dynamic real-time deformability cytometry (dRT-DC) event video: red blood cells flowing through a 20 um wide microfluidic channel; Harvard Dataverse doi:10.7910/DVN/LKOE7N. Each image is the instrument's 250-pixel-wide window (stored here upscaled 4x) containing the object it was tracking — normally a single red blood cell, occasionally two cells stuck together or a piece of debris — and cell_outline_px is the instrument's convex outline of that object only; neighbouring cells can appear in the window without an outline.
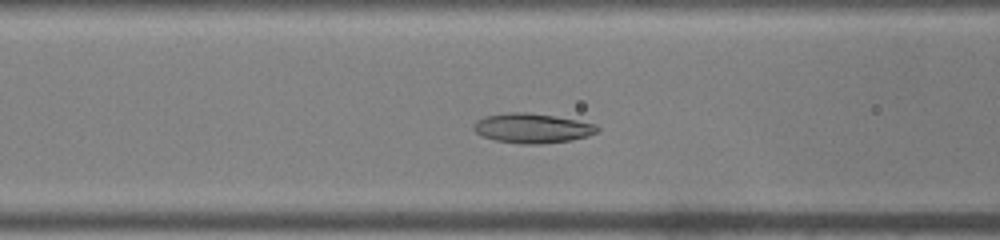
{"species": "common noctule bat (a hibernating species)", "species_latin": "Nyctalus noctula", "temperature_condition": "warm", "stored_images_in_passage": 43, "camera_frame_rate_fps": 3000, "um_per_image_px": 0.085, "animal": {"sex": "male", "body_mass_g": 19.0, "forearm_length_mm": 50.8}, "frame": {"image": 1, "passage_image": 14, "time_ms": 4.333, "image_size_px": [1000, 240], "cell_outline_px": [[600, 128], [596, 132], [588, 136], [572, 140], [540, 144], [524, 144], [496, 140], [484, 136], [476, 132], [472, 128], [472, 124], [476, 120], [484, 116], [508, 112], [528, 112], [556, 116], [596, 124]], "centroid_in_image_um": [45.23, 10.88], "position_along_channel_um": 121.4, "area_um2": 21.44}}
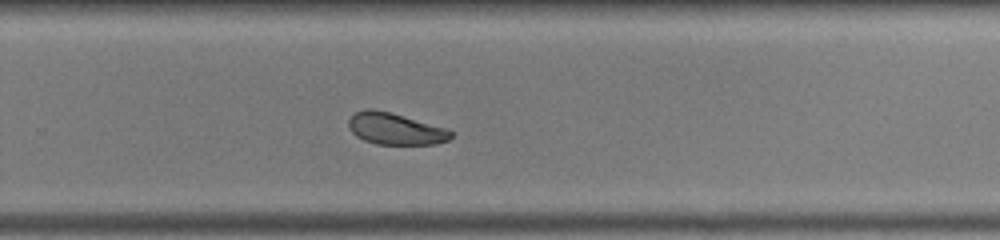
{"frame": {"image": 2, "passage_image": 27, "time_ms": 8.667, "image_size_px": [1000, 240], "cell_outline_px": [[452, 136], [448, 140], [436, 144], [376, 144], [364, 140], [356, 136], [352, 132], [348, 124], [348, 120], [356, 112], [364, 108], [372, 108], [388, 112], [448, 128], [452, 132]], "centroid_in_image_um": [33.6, 10.95], "position_along_channel_um": 296.2, "area_um2": 18.79}}
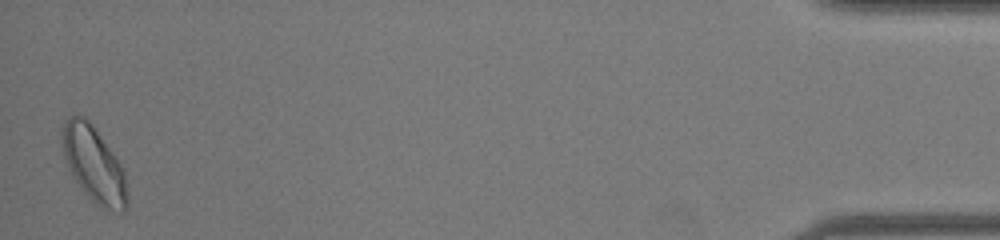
{"frame": {"image": 3, "passage_image": 43, "time_ms": 14.0, "image_size_px": [1000, 240], "cell_outline_px": [[128, 204], [120, 212], [100, 208], [84, 192], [76, 180], [64, 156], [60, 132], [68, 116], [84, 116], [92, 124], [120, 164], [124, 172], [128, 196]], "centroid_in_image_um": [7.98, 13.98], "position_along_channel_um": 427.2, "area_um2": 28.15}, "authors_computed_cell_mechanics": {"area_um2": 21.4438, "velocity_mm_per_s": 4.0534, "shape_relaxation_time_tau1_ms": 5.954, "shape_relaxation_time_tau2_ms": null, "deformation_change_tau1": 0.1439, "deformation_change_tau2": null}}